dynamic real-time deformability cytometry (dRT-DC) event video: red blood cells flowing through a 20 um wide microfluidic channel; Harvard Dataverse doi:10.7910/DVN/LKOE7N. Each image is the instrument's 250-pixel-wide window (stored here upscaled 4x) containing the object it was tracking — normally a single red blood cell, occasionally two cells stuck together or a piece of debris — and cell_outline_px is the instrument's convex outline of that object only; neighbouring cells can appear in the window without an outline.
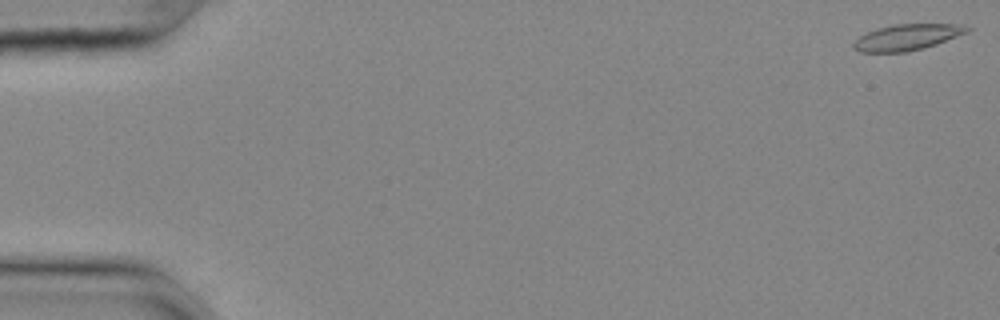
{"species": "common noctule bat (a hibernating species)", "species_latin": "Nyctalus noctula", "temperature_condition": "cold", "stored_images_in_passage": 15, "camera_frame_rate_fps": 3000, "um_per_image_px": 0.085, "animal": {"sex": "female", "body_mass_g": 25.1}, "frame": {"image": 1, "passage_image": 1, "time_ms": 0.0, "image_size_px": [1000, 320], "cell_outline_px": [[972, 28], [968, 32], [936, 44], [924, 48], [908, 52], [860, 52], [852, 48], [852, 44], [860, 36], [868, 32], [892, 24], [964, 24]], "centroid_in_image_um": [77.12, 3.16], "position_along_channel_um": 7.9, "area_um2": 17.22}}
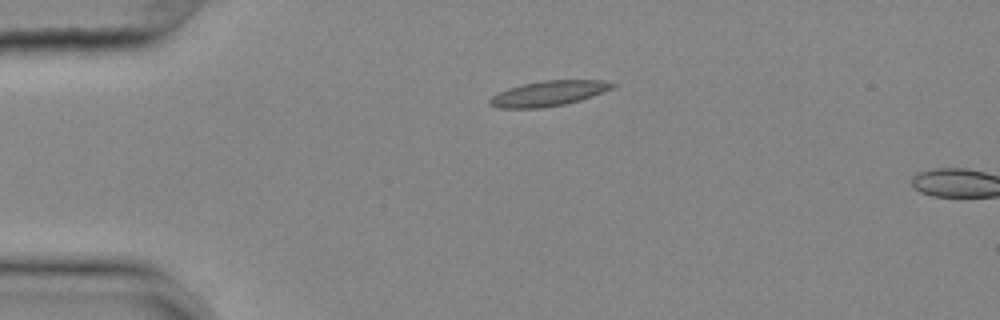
{"frame": {"image": 2, "passage_image": 13, "time_ms": 4.0, "image_size_px": [1000, 320], "cell_outline_px": [[616, 84], [612, 88], [592, 96], [580, 100], [564, 104], [540, 108], [496, 108], [488, 104], [488, 100], [492, 96], [508, 88], [520, 84], [544, 80], [604, 80]], "centroid_in_image_um": [46.58, 7.94], "position_along_channel_um": 38.4, "area_um2": 17.98}}